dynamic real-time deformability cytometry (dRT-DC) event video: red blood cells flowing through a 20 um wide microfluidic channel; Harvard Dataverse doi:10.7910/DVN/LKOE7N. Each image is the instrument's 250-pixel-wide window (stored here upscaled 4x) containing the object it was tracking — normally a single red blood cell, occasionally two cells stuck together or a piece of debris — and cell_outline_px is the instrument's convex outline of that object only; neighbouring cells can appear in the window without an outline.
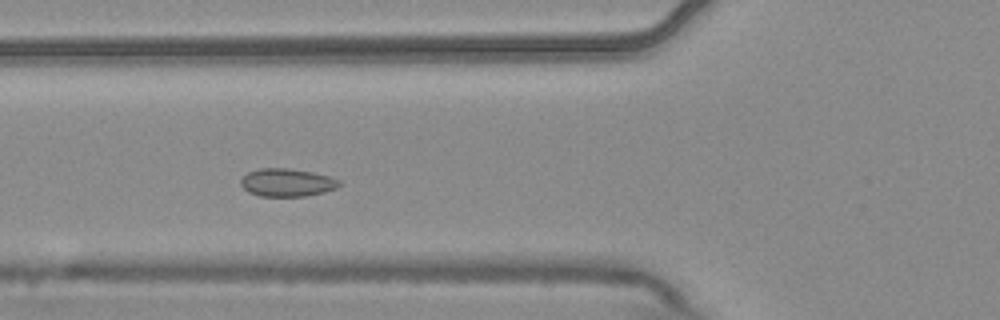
{"species": "common noctule bat (a hibernating species)", "species_latin": "Nyctalus noctula", "temperature_condition": "warm", "stored_images_in_passage": 9, "camera_frame_rate_fps": 3000, "um_per_image_px": 0.085, "animal": {"sex": "male", "body_mass_g": 20.4}, "frame": {"image": 1, "passage_image": 4, "time_ms": 1.0, "image_size_px": [1000, 320], "cell_outline_px": [[340, 184], [336, 188], [324, 192], [304, 196], [260, 196], [248, 192], [240, 184], [240, 180], [248, 172], [260, 168], [288, 168], [312, 172], [328, 176], [340, 180]], "centroid_in_image_um": [24.38, 15.51], "position_along_channel_um": 101.4, "area_um2": 15.95}}
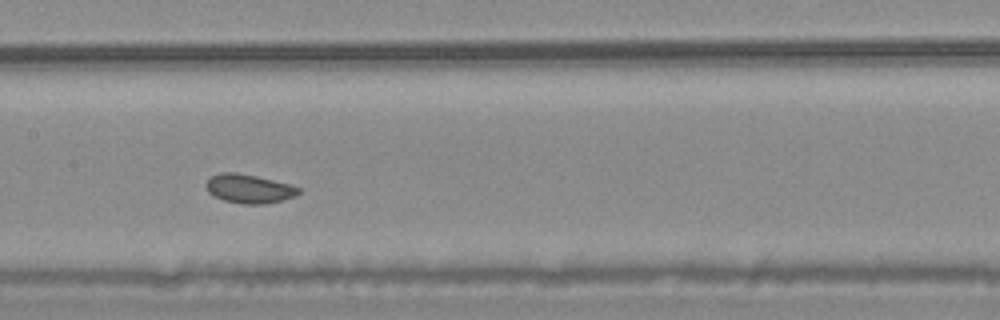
{"frame": {"image": 2, "passage_image": 6, "time_ms": 1.667, "image_size_px": [1000, 320], "cell_outline_px": [[300, 192], [296, 196], [284, 200], [264, 204], [244, 204], [224, 200], [208, 192], [204, 184], [212, 176], [220, 172], [236, 172], [256, 176], [288, 184], [300, 188]], "centroid_in_image_um": [21.17, 16.04], "position_along_channel_um": 186.2, "area_um2": 15.49}}
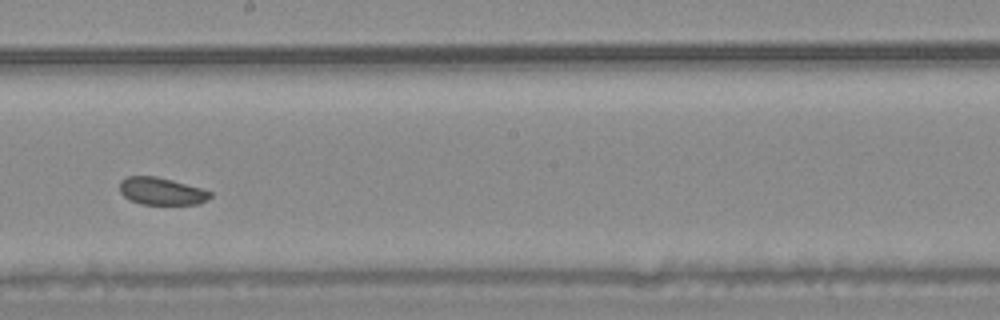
{"frame": {"image": 3, "passage_image": 7, "time_ms": 2.0, "image_size_px": [1000, 320], "cell_outline_px": [[212, 196], [208, 200], [200, 204], [140, 204], [128, 200], [120, 192], [120, 180], [128, 176], [156, 176], [172, 180], [200, 188], [212, 192]], "centroid_in_image_um": [13.72, 16.26], "position_along_channel_um": 234.5, "area_um2": 14.51}}